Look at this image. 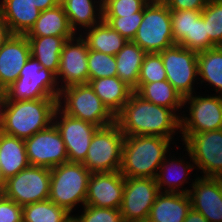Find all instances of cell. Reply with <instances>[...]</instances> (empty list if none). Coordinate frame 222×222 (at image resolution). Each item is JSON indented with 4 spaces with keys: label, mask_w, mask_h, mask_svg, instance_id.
I'll use <instances>...</instances> for the list:
<instances>
[{
    "label": "cell",
    "mask_w": 222,
    "mask_h": 222,
    "mask_svg": "<svg viewBox=\"0 0 222 222\" xmlns=\"http://www.w3.org/2000/svg\"><path fill=\"white\" fill-rule=\"evenodd\" d=\"M181 117L172 109L153 104L133 91L115 116V122L125 137L161 136L172 140L173 133L181 128Z\"/></svg>",
    "instance_id": "6da1fadb"
},
{
    "label": "cell",
    "mask_w": 222,
    "mask_h": 222,
    "mask_svg": "<svg viewBox=\"0 0 222 222\" xmlns=\"http://www.w3.org/2000/svg\"><path fill=\"white\" fill-rule=\"evenodd\" d=\"M58 99L42 98L37 100H5L3 126L5 134L27 139L38 131L48 128L54 121Z\"/></svg>",
    "instance_id": "7a4b0ae2"
},
{
    "label": "cell",
    "mask_w": 222,
    "mask_h": 222,
    "mask_svg": "<svg viewBox=\"0 0 222 222\" xmlns=\"http://www.w3.org/2000/svg\"><path fill=\"white\" fill-rule=\"evenodd\" d=\"M171 139L161 136L124 137L120 173L130 178L155 179L170 148Z\"/></svg>",
    "instance_id": "3957f363"
},
{
    "label": "cell",
    "mask_w": 222,
    "mask_h": 222,
    "mask_svg": "<svg viewBox=\"0 0 222 222\" xmlns=\"http://www.w3.org/2000/svg\"><path fill=\"white\" fill-rule=\"evenodd\" d=\"M90 174L82 163L76 162L68 161L51 168L49 200L70 214L77 204L84 206Z\"/></svg>",
    "instance_id": "277c9868"
},
{
    "label": "cell",
    "mask_w": 222,
    "mask_h": 222,
    "mask_svg": "<svg viewBox=\"0 0 222 222\" xmlns=\"http://www.w3.org/2000/svg\"><path fill=\"white\" fill-rule=\"evenodd\" d=\"M62 98L64 102H61ZM57 103L63 113L91 122L98 127H105L115 122V116L102 103L89 84H76L62 88Z\"/></svg>",
    "instance_id": "5b68a950"
},
{
    "label": "cell",
    "mask_w": 222,
    "mask_h": 222,
    "mask_svg": "<svg viewBox=\"0 0 222 222\" xmlns=\"http://www.w3.org/2000/svg\"><path fill=\"white\" fill-rule=\"evenodd\" d=\"M58 84L56 75L42 68V65L30 56L20 71L18 79L4 90L5 98L13 101L58 99L61 90Z\"/></svg>",
    "instance_id": "8992f818"
},
{
    "label": "cell",
    "mask_w": 222,
    "mask_h": 222,
    "mask_svg": "<svg viewBox=\"0 0 222 222\" xmlns=\"http://www.w3.org/2000/svg\"><path fill=\"white\" fill-rule=\"evenodd\" d=\"M133 42L146 53H160L175 45L171 10L164 1L145 5L143 19Z\"/></svg>",
    "instance_id": "52a82bcc"
},
{
    "label": "cell",
    "mask_w": 222,
    "mask_h": 222,
    "mask_svg": "<svg viewBox=\"0 0 222 222\" xmlns=\"http://www.w3.org/2000/svg\"><path fill=\"white\" fill-rule=\"evenodd\" d=\"M124 137L116 122L99 127L91 139L87 156L82 164L90 173L119 171Z\"/></svg>",
    "instance_id": "ba28073f"
},
{
    "label": "cell",
    "mask_w": 222,
    "mask_h": 222,
    "mask_svg": "<svg viewBox=\"0 0 222 222\" xmlns=\"http://www.w3.org/2000/svg\"><path fill=\"white\" fill-rule=\"evenodd\" d=\"M3 195L22 207L49 199L50 169L29 165L6 180Z\"/></svg>",
    "instance_id": "9c48e42d"
},
{
    "label": "cell",
    "mask_w": 222,
    "mask_h": 222,
    "mask_svg": "<svg viewBox=\"0 0 222 222\" xmlns=\"http://www.w3.org/2000/svg\"><path fill=\"white\" fill-rule=\"evenodd\" d=\"M186 151L204 176L222 178V129L182 135Z\"/></svg>",
    "instance_id": "30bf717a"
},
{
    "label": "cell",
    "mask_w": 222,
    "mask_h": 222,
    "mask_svg": "<svg viewBox=\"0 0 222 222\" xmlns=\"http://www.w3.org/2000/svg\"><path fill=\"white\" fill-rule=\"evenodd\" d=\"M160 54L167 80L183 98L193 95V84L198 76V52L175 44L161 51Z\"/></svg>",
    "instance_id": "8fae6325"
},
{
    "label": "cell",
    "mask_w": 222,
    "mask_h": 222,
    "mask_svg": "<svg viewBox=\"0 0 222 222\" xmlns=\"http://www.w3.org/2000/svg\"><path fill=\"white\" fill-rule=\"evenodd\" d=\"M190 104V117H181L180 132L183 135H193L222 129V95L184 97V105Z\"/></svg>",
    "instance_id": "7c38bea8"
},
{
    "label": "cell",
    "mask_w": 222,
    "mask_h": 222,
    "mask_svg": "<svg viewBox=\"0 0 222 222\" xmlns=\"http://www.w3.org/2000/svg\"><path fill=\"white\" fill-rule=\"evenodd\" d=\"M24 142L28 162L32 166L51 169L69 161L64 141L54 123L25 139Z\"/></svg>",
    "instance_id": "4fadbf2b"
},
{
    "label": "cell",
    "mask_w": 222,
    "mask_h": 222,
    "mask_svg": "<svg viewBox=\"0 0 222 222\" xmlns=\"http://www.w3.org/2000/svg\"><path fill=\"white\" fill-rule=\"evenodd\" d=\"M159 193L158 185L153 178L125 177L124 194L120 207L123 220L146 222Z\"/></svg>",
    "instance_id": "5bb4252c"
},
{
    "label": "cell",
    "mask_w": 222,
    "mask_h": 222,
    "mask_svg": "<svg viewBox=\"0 0 222 222\" xmlns=\"http://www.w3.org/2000/svg\"><path fill=\"white\" fill-rule=\"evenodd\" d=\"M59 114L60 121L57 119ZM53 121H55L53 123L58 128L64 141L69 162L83 163L91 139L99 127L91 122L71 117L61 112L58 107L54 112Z\"/></svg>",
    "instance_id": "9a60e30c"
},
{
    "label": "cell",
    "mask_w": 222,
    "mask_h": 222,
    "mask_svg": "<svg viewBox=\"0 0 222 222\" xmlns=\"http://www.w3.org/2000/svg\"><path fill=\"white\" fill-rule=\"evenodd\" d=\"M88 54L89 49L82 34L80 37L75 36L65 42L56 75V79L59 80L61 77L60 79L64 82V86L61 85L60 89L76 84H88Z\"/></svg>",
    "instance_id": "2e32d148"
},
{
    "label": "cell",
    "mask_w": 222,
    "mask_h": 222,
    "mask_svg": "<svg viewBox=\"0 0 222 222\" xmlns=\"http://www.w3.org/2000/svg\"><path fill=\"white\" fill-rule=\"evenodd\" d=\"M125 177L120 171L91 173L85 205L120 209Z\"/></svg>",
    "instance_id": "e0dca14e"
},
{
    "label": "cell",
    "mask_w": 222,
    "mask_h": 222,
    "mask_svg": "<svg viewBox=\"0 0 222 222\" xmlns=\"http://www.w3.org/2000/svg\"><path fill=\"white\" fill-rule=\"evenodd\" d=\"M189 196L191 207L208 222H222V178L197 177Z\"/></svg>",
    "instance_id": "ac0fdd59"
},
{
    "label": "cell",
    "mask_w": 222,
    "mask_h": 222,
    "mask_svg": "<svg viewBox=\"0 0 222 222\" xmlns=\"http://www.w3.org/2000/svg\"><path fill=\"white\" fill-rule=\"evenodd\" d=\"M31 56L30 45L25 35L12 34L0 48V89L14 83L23 66Z\"/></svg>",
    "instance_id": "d6986e66"
},
{
    "label": "cell",
    "mask_w": 222,
    "mask_h": 222,
    "mask_svg": "<svg viewBox=\"0 0 222 222\" xmlns=\"http://www.w3.org/2000/svg\"><path fill=\"white\" fill-rule=\"evenodd\" d=\"M190 209L189 194L160 192L146 222H184Z\"/></svg>",
    "instance_id": "ffe728a7"
},
{
    "label": "cell",
    "mask_w": 222,
    "mask_h": 222,
    "mask_svg": "<svg viewBox=\"0 0 222 222\" xmlns=\"http://www.w3.org/2000/svg\"><path fill=\"white\" fill-rule=\"evenodd\" d=\"M41 11L29 0H2L0 15L12 34L25 35L36 22Z\"/></svg>",
    "instance_id": "44dd1931"
},
{
    "label": "cell",
    "mask_w": 222,
    "mask_h": 222,
    "mask_svg": "<svg viewBox=\"0 0 222 222\" xmlns=\"http://www.w3.org/2000/svg\"><path fill=\"white\" fill-rule=\"evenodd\" d=\"M88 84L114 116L122 110L133 92L118 76L89 80Z\"/></svg>",
    "instance_id": "7402d4cb"
},
{
    "label": "cell",
    "mask_w": 222,
    "mask_h": 222,
    "mask_svg": "<svg viewBox=\"0 0 222 222\" xmlns=\"http://www.w3.org/2000/svg\"><path fill=\"white\" fill-rule=\"evenodd\" d=\"M74 36L27 37L30 53L41 65L57 75L65 42Z\"/></svg>",
    "instance_id": "603a6c76"
},
{
    "label": "cell",
    "mask_w": 222,
    "mask_h": 222,
    "mask_svg": "<svg viewBox=\"0 0 222 222\" xmlns=\"http://www.w3.org/2000/svg\"><path fill=\"white\" fill-rule=\"evenodd\" d=\"M29 165L24 140L0 131V167L6 180Z\"/></svg>",
    "instance_id": "cb8c5ba5"
},
{
    "label": "cell",
    "mask_w": 222,
    "mask_h": 222,
    "mask_svg": "<svg viewBox=\"0 0 222 222\" xmlns=\"http://www.w3.org/2000/svg\"><path fill=\"white\" fill-rule=\"evenodd\" d=\"M69 24L62 4L40 13L34 25L25 34L26 37L75 36Z\"/></svg>",
    "instance_id": "d4e9b609"
},
{
    "label": "cell",
    "mask_w": 222,
    "mask_h": 222,
    "mask_svg": "<svg viewBox=\"0 0 222 222\" xmlns=\"http://www.w3.org/2000/svg\"><path fill=\"white\" fill-rule=\"evenodd\" d=\"M95 2L100 3L98 5L99 8H97V5H94ZM60 3L64 8L70 27L74 32L76 31L77 25L83 26L82 28H85V31H87L88 28H91L103 20V0H60Z\"/></svg>",
    "instance_id": "484cf974"
},
{
    "label": "cell",
    "mask_w": 222,
    "mask_h": 222,
    "mask_svg": "<svg viewBox=\"0 0 222 222\" xmlns=\"http://www.w3.org/2000/svg\"><path fill=\"white\" fill-rule=\"evenodd\" d=\"M146 52L133 41H127L115 55L117 76L130 86L133 91L138 86L140 68Z\"/></svg>",
    "instance_id": "4316f807"
},
{
    "label": "cell",
    "mask_w": 222,
    "mask_h": 222,
    "mask_svg": "<svg viewBox=\"0 0 222 222\" xmlns=\"http://www.w3.org/2000/svg\"><path fill=\"white\" fill-rule=\"evenodd\" d=\"M88 31L84 33L86 36H83V39L89 50L115 56L127 43V40L104 20L88 28Z\"/></svg>",
    "instance_id": "83f0119b"
},
{
    "label": "cell",
    "mask_w": 222,
    "mask_h": 222,
    "mask_svg": "<svg viewBox=\"0 0 222 222\" xmlns=\"http://www.w3.org/2000/svg\"><path fill=\"white\" fill-rule=\"evenodd\" d=\"M134 91L145 100L172 109L174 112L184 106V98L168 80L138 83Z\"/></svg>",
    "instance_id": "f1b7e54d"
},
{
    "label": "cell",
    "mask_w": 222,
    "mask_h": 222,
    "mask_svg": "<svg viewBox=\"0 0 222 222\" xmlns=\"http://www.w3.org/2000/svg\"><path fill=\"white\" fill-rule=\"evenodd\" d=\"M169 160H171V161H169ZM183 160L184 159L175 160V158L167 160V157H165L164 161L162 162L161 166L159 167V173H157V175L155 177V181H156V184L158 185V189L160 192L164 191L166 193L189 194L190 189H185V188L183 189V187H182V190H181L179 188L182 185H184L185 181H186L185 183H188L186 180L187 178L185 176H188V174L190 172H192L194 165L188 164V163L186 165H184L185 163L182 162ZM176 168L179 170H177ZM171 170H172V172H171ZM162 186H167L168 188H165ZM163 188L165 190H163Z\"/></svg>",
    "instance_id": "f546056e"
},
{
    "label": "cell",
    "mask_w": 222,
    "mask_h": 222,
    "mask_svg": "<svg viewBox=\"0 0 222 222\" xmlns=\"http://www.w3.org/2000/svg\"><path fill=\"white\" fill-rule=\"evenodd\" d=\"M197 65L201 83L208 82L222 95V46L198 52Z\"/></svg>",
    "instance_id": "4dcf8cb0"
},
{
    "label": "cell",
    "mask_w": 222,
    "mask_h": 222,
    "mask_svg": "<svg viewBox=\"0 0 222 222\" xmlns=\"http://www.w3.org/2000/svg\"><path fill=\"white\" fill-rule=\"evenodd\" d=\"M70 213L49 199L23 206V222H65Z\"/></svg>",
    "instance_id": "1f68e13d"
},
{
    "label": "cell",
    "mask_w": 222,
    "mask_h": 222,
    "mask_svg": "<svg viewBox=\"0 0 222 222\" xmlns=\"http://www.w3.org/2000/svg\"><path fill=\"white\" fill-rule=\"evenodd\" d=\"M201 15L209 40L215 46H222V0H209Z\"/></svg>",
    "instance_id": "d6a6232c"
},
{
    "label": "cell",
    "mask_w": 222,
    "mask_h": 222,
    "mask_svg": "<svg viewBox=\"0 0 222 222\" xmlns=\"http://www.w3.org/2000/svg\"><path fill=\"white\" fill-rule=\"evenodd\" d=\"M87 64L89 80L117 76L115 56L89 50Z\"/></svg>",
    "instance_id": "836d02e7"
},
{
    "label": "cell",
    "mask_w": 222,
    "mask_h": 222,
    "mask_svg": "<svg viewBox=\"0 0 222 222\" xmlns=\"http://www.w3.org/2000/svg\"><path fill=\"white\" fill-rule=\"evenodd\" d=\"M201 12L192 10L191 36H186V48L196 52L216 47L206 34V23Z\"/></svg>",
    "instance_id": "e575fe53"
},
{
    "label": "cell",
    "mask_w": 222,
    "mask_h": 222,
    "mask_svg": "<svg viewBox=\"0 0 222 222\" xmlns=\"http://www.w3.org/2000/svg\"><path fill=\"white\" fill-rule=\"evenodd\" d=\"M167 80L160 53H146L140 68L138 83H153Z\"/></svg>",
    "instance_id": "d590c367"
},
{
    "label": "cell",
    "mask_w": 222,
    "mask_h": 222,
    "mask_svg": "<svg viewBox=\"0 0 222 222\" xmlns=\"http://www.w3.org/2000/svg\"><path fill=\"white\" fill-rule=\"evenodd\" d=\"M143 19V9L140 12L121 17H103V20L118 31L127 41H133L138 27Z\"/></svg>",
    "instance_id": "8d00e7d4"
},
{
    "label": "cell",
    "mask_w": 222,
    "mask_h": 222,
    "mask_svg": "<svg viewBox=\"0 0 222 222\" xmlns=\"http://www.w3.org/2000/svg\"><path fill=\"white\" fill-rule=\"evenodd\" d=\"M171 20L175 44L186 48V36H191L192 10H171Z\"/></svg>",
    "instance_id": "74e56055"
},
{
    "label": "cell",
    "mask_w": 222,
    "mask_h": 222,
    "mask_svg": "<svg viewBox=\"0 0 222 222\" xmlns=\"http://www.w3.org/2000/svg\"><path fill=\"white\" fill-rule=\"evenodd\" d=\"M147 3L143 0H103V17H123L140 12Z\"/></svg>",
    "instance_id": "f35d334b"
},
{
    "label": "cell",
    "mask_w": 222,
    "mask_h": 222,
    "mask_svg": "<svg viewBox=\"0 0 222 222\" xmlns=\"http://www.w3.org/2000/svg\"><path fill=\"white\" fill-rule=\"evenodd\" d=\"M84 213L77 216L81 222H123L120 209L84 205Z\"/></svg>",
    "instance_id": "ab89813d"
},
{
    "label": "cell",
    "mask_w": 222,
    "mask_h": 222,
    "mask_svg": "<svg viewBox=\"0 0 222 222\" xmlns=\"http://www.w3.org/2000/svg\"><path fill=\"white\" fill-rule=\"evenodd\" d=\"M22 206L0 195V222H23Z\"/></svg>",
    "instance_id": "60d3db41"
},
{
    "label": "cell",
    "mask_w": 222,
    "mask_h": 222,
    "mask_svg": "<svg viewBox=\"0 0 222 222\" xmlns=\"http://www.w3.org/2000/svg\"><path fill=\"white\" fill-rule=\"evenodd\" d=\"M209 0H164L170 10L202 11Z\"/></svg>",
    "instance_id": "b9f144b4"
},
{
    "label": "cell",
    "mask_w": 222,
    "mask_h": 222,
    "mask_svg": "<svg viewBox=\"0 0 222 222\" xmlns=\"http://www.w3.org/2000/svg\"><path fill=\"white\" fill-rule=\"evenodd\" d=\"M29 1L32 4H34L41 12L60 4V0H29Z\"/></svg>",
    "instance_id": "7bdbcfd3"
},
{
    "label": "cell",
    "mask_w": 222,
    "mask_h": 222,
    "mask_svg": "<svg viewBox=\"0 0 222 222\" xmlns=\"http://www.w3.org/2000/svg\"><path fill=\"white\" fill-rule=\"evenodd\" d=\"M11 35L12 33L9 29V26L0 15V48L4 45V43L9 39Z\"/></svg>",
    "instance_id": "ee69618b"
},
{
    "label": "cell",
    "mask_w": 222,
    "mask_h": 222,
    "mask_svg": "<svg viewBox=\"0 0 222 222\" xmlns=\"http://www.w3.org/2000/svg\"><path fill=\"white\" fill-rule=\"evenodd\" d=\"M184 222H208V220L200 212L191 207Z\"/></svg>",
    "instance_id": "f6af8a7d"
},
{
    "label": "cell",
    "mask_w": 222,
    "mask_h": 222,
    "mask_svg": "<svg viewBox=\"0 0 222 222\" xmlns=\"http://www.w3.org/2000/svg\"><path fill=\"white\" fill-rule=\"evenodd\" d=\"M5 91L0 89V131L3 126V108L5 104Z\"/></svg>",
    "instance_id": "bcb514c9"
},
{
    "label": "cell",
    "mask_w": 222,
    "mask_h": 222,
    "mask_svg": "<svg viewBox=\"0 0 222 222\" xmlns=\"http://www.w3.org/2000/svg\"><path fill=\"white\" fill-rule=\"evenodd\" d=\"M6 187V178L3 175L2 169L0 167V195H3Z\"/></svg>",
    "instance_id": "7dc6e473"
},
{
    "label": "cell",
    "mask_w": 222,
    "mask_h": 222,
    "mask_svg": "<svg viewBox=\"0 0 222 222\" xmlns=\"http://www.w3.org/2000/svg\"><path fill=\"white\" fill-rule=\"evenodd\" d=\"M65 222H81L80 219L77 216H70L65 220Z\"/></svg>",
    "instance_id": "c3c4849f"
},
{
    "label": "cell",
    "mask_w": 222,
    "mask_h": 222,
    "mask_svg": "<svg viewBox=\"0 0 222 222\" xmlns=\"http://www.w3.org/2000/svg\"><path fill=\"white\" fill-rule=\"evenodd\" d=\"M143 1H145L148 4V3H158L164 0H143Z\"/></svg>",
    "instance_id": "681fc988"
}]
</instances>
